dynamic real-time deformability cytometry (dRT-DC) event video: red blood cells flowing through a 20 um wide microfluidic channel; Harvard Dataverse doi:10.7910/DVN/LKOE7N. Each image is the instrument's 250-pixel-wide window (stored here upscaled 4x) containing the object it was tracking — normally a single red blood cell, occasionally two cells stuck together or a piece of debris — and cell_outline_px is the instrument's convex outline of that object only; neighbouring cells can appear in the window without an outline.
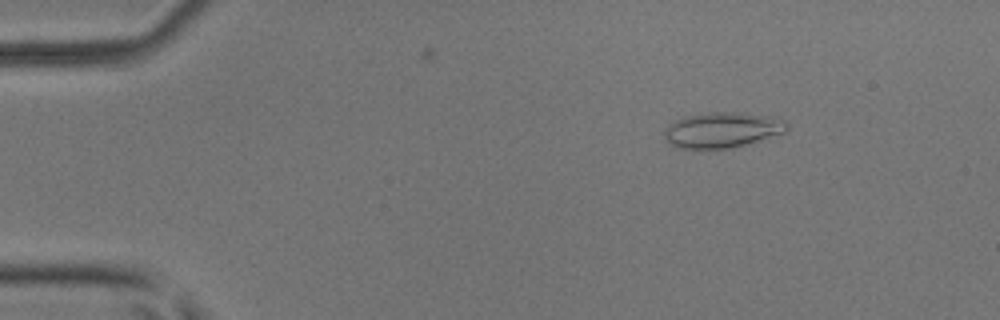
{"species": "common noctule bat (a hibernating species)", "species_latin": "Nyctalus noctula", "temperature_condition": "room temperature", "stored_images_in_passage": 54, "camera_frame_rate_fps": 3000, "um_per_image_px": 0.085, "animal": {"sex": "male", "body_mass_g": 17.9, "forearm_length_mm": 54.2}, "frame": {"image": 1, "passage_image": 8, "time_ms": 2.333, "image_size_px": [1000, 320], "cell_outline_px": [[788, 128], [784, 132], [732, 148], [676, 148], [664, 136], [664, 132], [668, 124], [676, 120], [688, 116], [708, 112], [736, 112], [772, 116], [784, 120], [788, 124]], "centroid_in_image_um": [61.39, 11.03], "position_along_channel_um": 23.6, "area_um2": 25.03}}
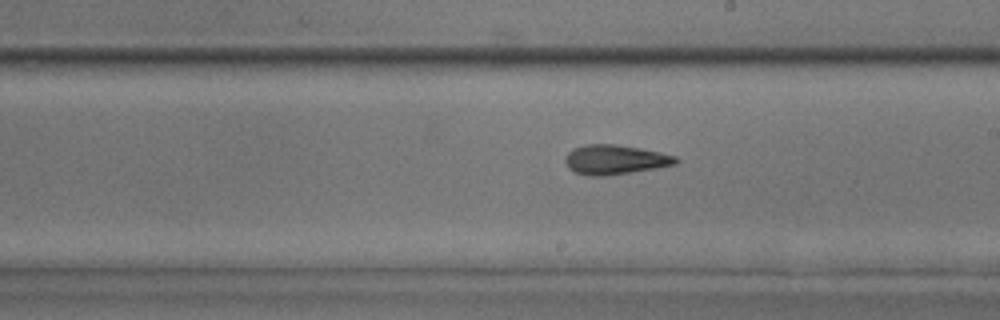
{"frame": {"image": 2, "passage_image": 31, "time_ms": 10.0, "image_size_px": [1000, 320], "cell_outline_px": [[680, 160], [676, 164], [656, 168], [604, 176], [588, 176], [572, 172], [568, 168], [564, 160], [568, 152], [572, 148], [588, 144], [616, 144], [640, 148], [660, 152], [676, 156]], "centroid_in_image_um": [52.25, 13.57], "position_along_channel_um": 236.7, "area_um2": 19.19}}
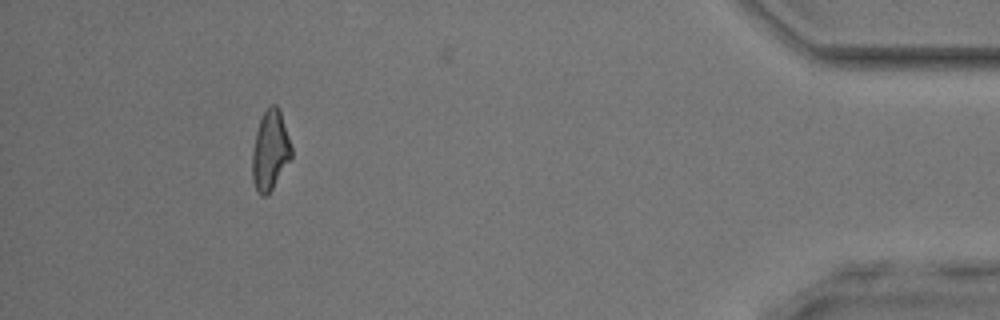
{"frame": {"image": 3, "passage_image": 49, "time_ms": 16.0, "image_size_px": [1000, 320], "cell_outline_px": [[292, 156], [272, 188], [264, 196], [260, 196], [256, 192], [252, 180], [252, 152], [256, 132], [260, 120], [264, 112], [272, 104], [276, 104], [280, 112], [292, 148]], "centroid_in_image_um": [22.94, 12.82], "position_along_channel_um": 412.3, "area_um2": 17.86}, "authors_computed_cell_mechanics": {"area_um2": 18.9295, "velocity_mm_per_s": 3.8929, "shape_relaxation_time_tau1_ms": 7.3042, "shape_relaxation_time_tau2_ms": 3.8203, "deformation_change_tau1": 0.2034, "deformation_change_tau2": 0.1414}}